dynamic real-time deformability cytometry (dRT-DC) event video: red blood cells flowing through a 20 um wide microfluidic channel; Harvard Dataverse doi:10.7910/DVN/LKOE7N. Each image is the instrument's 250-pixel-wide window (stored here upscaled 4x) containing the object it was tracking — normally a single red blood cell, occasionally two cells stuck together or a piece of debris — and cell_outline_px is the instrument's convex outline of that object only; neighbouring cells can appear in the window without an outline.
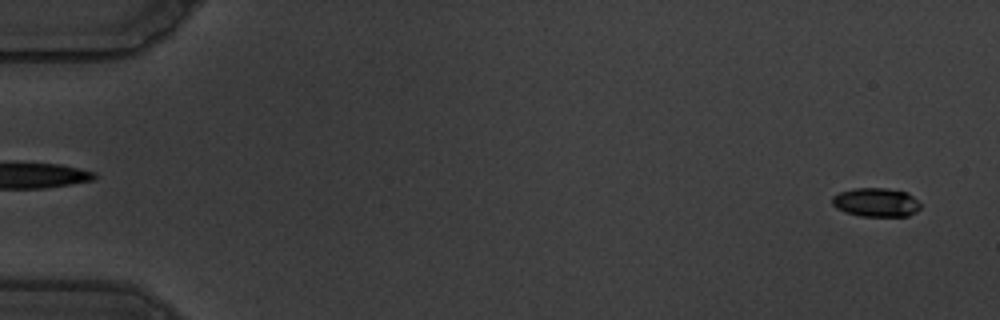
{"species": "common noctule bat (a hibernating species)", "species_latin": "Nyctalus noctula", "temperature_condition": "warm", "stored_images_in_passage": 58, "camera_frame_rate_fps": 3000, "um_per_image_px": 0.085, "animal": {"sex": "male", "body_mass_g": 19.5, "forearm_length_mm": 54.6}, "frame": {"image": 1, "passage_image": 2, "time_ms": 0.333, "image_size_px": [1000, 320], "cell_outline_px": [[920, 208], [916, 212], [908, 216], [860, 216], [844, 212], [836, 208], [832, 204], [832, 196], [840, 192], [852, 188], [884, 188], [908, 192], [920, 204]], "centroid_in_image_um": [74.44, 17.2], "position_along_channel_um": 10.6, "area_um2": 14.91}}
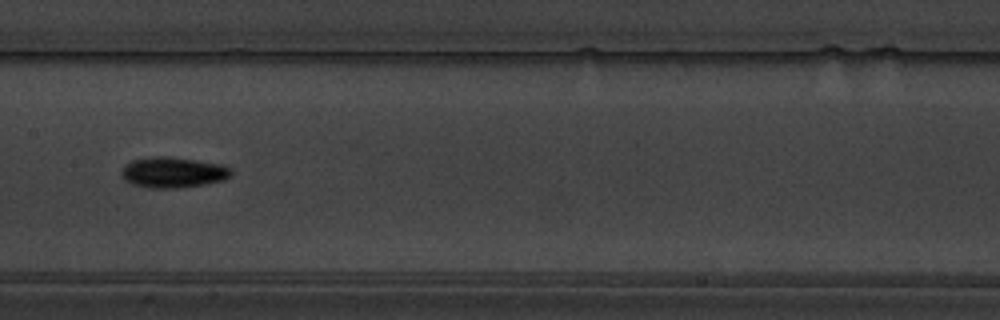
{"frame": {"image": 2, "passage_image": 30, "time_ms": 9.667, "image_size_px": [1000, 320], "cell_outline_px": [[232, 176], [224, 180], [204, 184], [176, 188], [152, 188], [132, 184], [124, 180], [120, 176], [120, 172], [132, 160], [152, 156], [164, 156], [196, 160], [220, 164], [228, 168], [232, 172]], "centroid_in_image_um": [14.69, 14.66], "position_along_channel_um": 192.7, "area_um2": 19.48}}
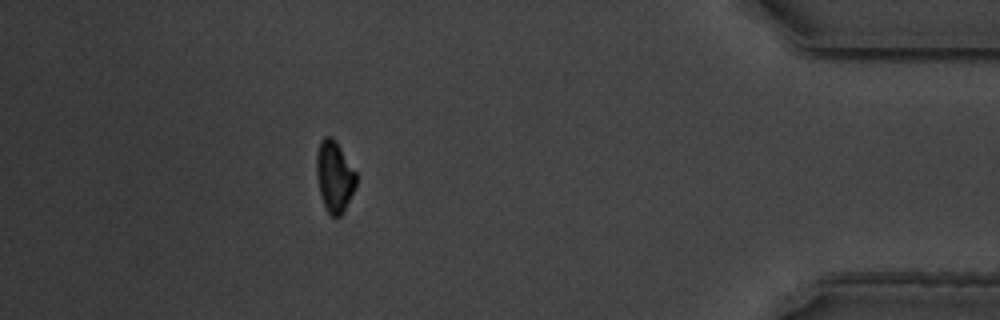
{"frame": {"image": 3, "passage_image": 52, "time_ms": 17.0, "image_size_px": [1000, 320], "cell_outline_px": [[356, 184], [344, 212], [340, 216], [332, 216], [328, 212], [324, 204], [320, 192], [316, 172], [316, 152], [320, 140], [324, 136], [332, 136], [336, 140], [356, 172]], "centroid_in_image_um": [28.42, 14.95], "position_along_channel_um": 406.8, "area_um2": 16.42}, "authors_computed_cell_mechanics": {"area_um2": 16.7042, "velocity_mm_per_s": 3.5244, "shape_relaxation_time_tau1_ms": 7.0402, "shape_relaxation_time_tau2_ms": null, "deformation_change_tau1": 0.2255, "deformation_change_tau2": null}}